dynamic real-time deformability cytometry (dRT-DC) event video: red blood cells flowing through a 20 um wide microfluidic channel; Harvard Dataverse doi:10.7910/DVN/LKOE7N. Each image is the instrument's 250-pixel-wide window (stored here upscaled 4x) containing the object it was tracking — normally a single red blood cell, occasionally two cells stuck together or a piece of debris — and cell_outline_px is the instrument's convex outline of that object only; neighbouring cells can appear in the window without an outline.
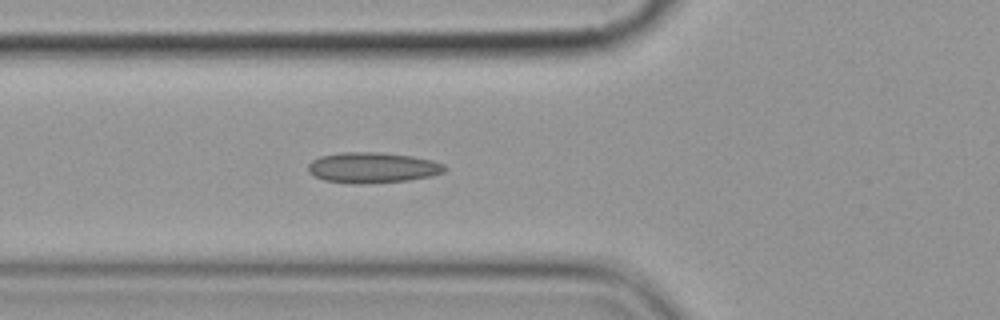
{"species": "common noctule bat (a hibernating species)", "species_latin": "Nyctalus noctula", "temperature_condition": "cold", "stored_images_in_passage": 6, "camera_frame_rate_fps": 3000, "um_per_image_px": 0.085, "animal": {"sex": "female", "body_mass_g": 19.9}, "frame": {"image": 1, "passage_image": 6, "time_ms": 6.667, "image_size_px": [1000, 320], "cell_outline_px": [[448, 168], [444, 172], [432, 176], [408, 180], [360, 184], [324, 180], [308, 172], [308, 164], [312, 160], [320, 156], [340, 152], [380, 152], [412, 156], [432, 160], [444, 164]], "centroid_in_image_um": [31.68, 14.24], "position_along_channel_um": 94.1, "area_um2": 24.39}}